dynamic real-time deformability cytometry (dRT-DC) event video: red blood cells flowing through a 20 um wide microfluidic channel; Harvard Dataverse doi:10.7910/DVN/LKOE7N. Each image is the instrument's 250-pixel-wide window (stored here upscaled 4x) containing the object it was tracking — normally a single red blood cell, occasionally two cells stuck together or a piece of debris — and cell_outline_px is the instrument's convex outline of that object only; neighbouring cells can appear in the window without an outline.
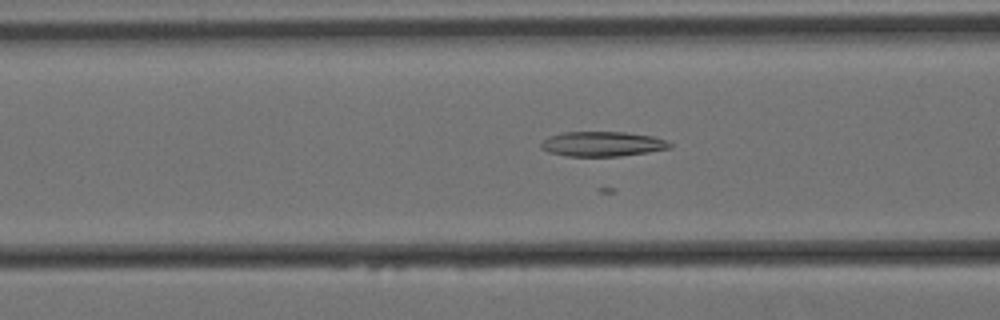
{"species": "Egyptian fruit bat (a non-hibernating species)", "species_latin": "Rousettus aegyptiacus", "temperature_condition": "cold", "stored_images_in_passage": 18, "camera_frame_rate_fps": 3000, "um_per_image_px": 0.085, "animal": {"sex": "female"}, "frame": {"image": 1, "passage_image": 7, "time_ms": 2.0, "image_size_px": [1000, 320], "cell_outline_px": [[672, 148], [648, 152], [620, 156], [564, 156], [548, 152], [540, 148], [540, 144], [548, 136], [564, 132], [624, 132], [652, 136], [664, 140], [672, 144]], "centroid_in_image_um": [51.17, 12.24], "position_along_channel_um": 115.4, "area_um2": 18.67}}